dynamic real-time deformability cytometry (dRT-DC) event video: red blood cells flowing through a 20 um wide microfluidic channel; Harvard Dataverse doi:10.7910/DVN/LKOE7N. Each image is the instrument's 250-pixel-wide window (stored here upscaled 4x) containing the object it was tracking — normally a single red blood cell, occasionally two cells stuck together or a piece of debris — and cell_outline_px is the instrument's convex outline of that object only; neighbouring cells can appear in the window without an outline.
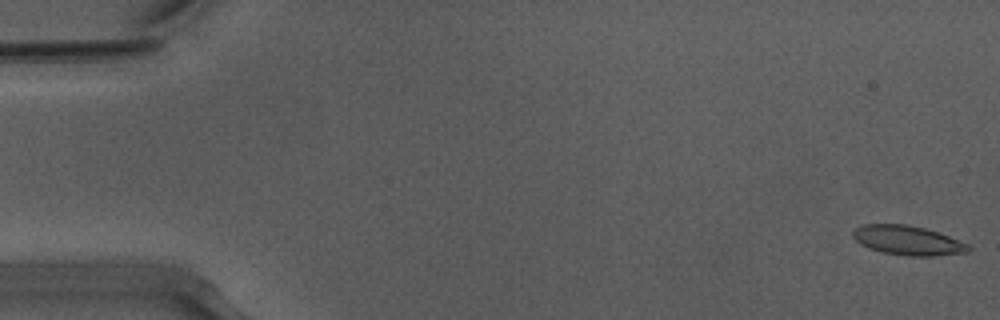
{"species": "Egyptian fruit bat (a non-hibernating species)", "species_latin": "Rousettus aegyptiacus", "temperature_condition": "warm", "stored_images_in_passage": 20, "camera_frame_rate_fps": 3000, "um_per_image_px": 0.085, "animal": {"sex": "male"}, "frame": {"image": 1, "passage_image": 1, "time_ms": 0.0, "image_size_px": [1000, 320], "cell_outline_px": [[972, 248], [968, 252], [932, 256], [904, 256], [880, 252], [868, 248], [860, 244], [852, 236], [852, 232], [856, 228], [864, 224], [904, 224], [924, 228], [948, 236], [968, 244]], "centroid_in_image_um": [77.13, 20.44], "position_along_channel_um": 7.9, "area_um2": 19.77}}
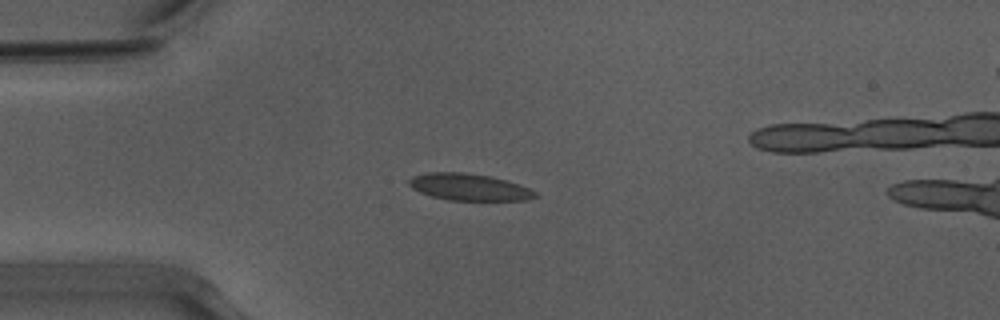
{"frame": {"image": 2, "passage_image": 14, "time_ms": 4.333, "image_size_px": [1000, 320], "cell_outline_px": [[540, 196], [528, 200], [448, 200], [432, 196], [420, 192], [412, 188], [408, 184], [408, 180], [412, 176], [428, 172], [464, 172], [488, 176], [504, 180], [528, 188], [536, 192]], "centroid_in_image_um": [39.85, 15.9], "position_along_channel_um": 45.2, "area_um2": 19.59}}
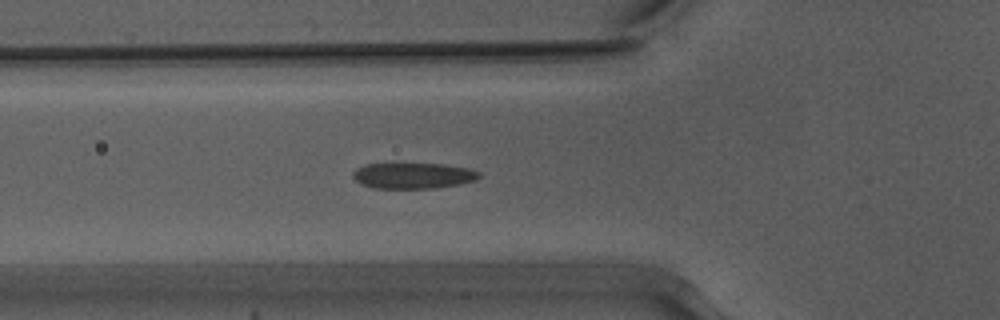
{"frame": {"image": 3, "passage_image": 19, "time_ms": 6.0, "image_size_px": [1000, 320], "cell_outline_px": [[480, 176], [476, 180], [460, 184], [436, 188], [372, 188], [360, 184], [352, 176], [352, 172], [356, 168], [364, 164], [444, 164], [468, 168], [480, 172]], "centroid_in_image_um": [35.1, 14.93], "position_along_channel_um": 90.7, "area_um2": 19.07}}